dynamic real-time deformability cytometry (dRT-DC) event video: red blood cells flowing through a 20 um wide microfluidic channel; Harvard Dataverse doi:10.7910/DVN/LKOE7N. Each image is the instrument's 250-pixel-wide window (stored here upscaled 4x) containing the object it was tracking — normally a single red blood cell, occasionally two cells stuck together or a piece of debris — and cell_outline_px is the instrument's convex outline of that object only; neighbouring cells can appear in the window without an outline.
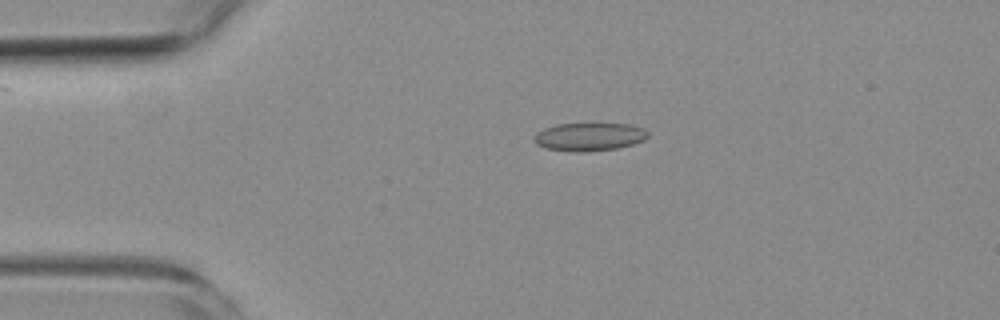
{"species": "common noctule bat (a hibernating species)", "species_latin": "Nyctalus noctula", "temperature_condition": "room temperature", "stored_images_in_passage": 2, "camera_frame_rate_fps": 3000, "um_per_image_px": 0.085, "animal": {"sex": "female", "body_mass_g": 19.3, "forearm_length_mm": 54.1}, "frame": {"image": 1, "passage_image": 1, "time_ms": 0.0, "image_size_px": [1000, 320], "cell_outline_px": [[648, 136], [644, 140], [632, 144], [616, 148], [584, 152], [576, 152], [544, 148], [536, 144], [532, 140], [532, 136], [536, 132], [544, 128], [556, 124], [628, 124], [644, 128], [648, 132]], "centroid_in_image_um": [50.03, 11.63], "position_along_channel_um": 35.0, "area_um2": 18.73}}